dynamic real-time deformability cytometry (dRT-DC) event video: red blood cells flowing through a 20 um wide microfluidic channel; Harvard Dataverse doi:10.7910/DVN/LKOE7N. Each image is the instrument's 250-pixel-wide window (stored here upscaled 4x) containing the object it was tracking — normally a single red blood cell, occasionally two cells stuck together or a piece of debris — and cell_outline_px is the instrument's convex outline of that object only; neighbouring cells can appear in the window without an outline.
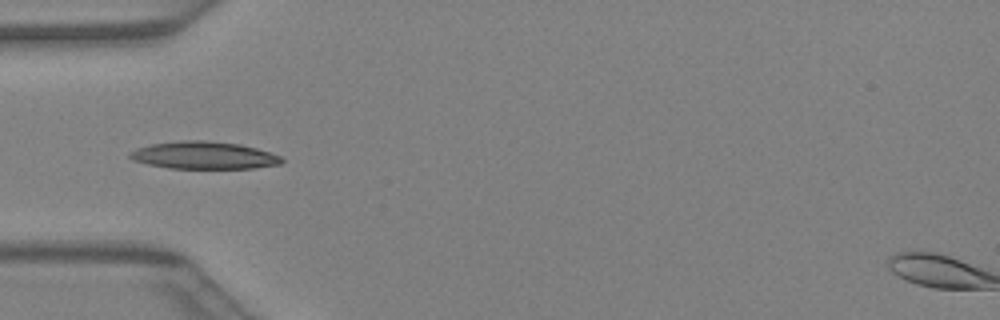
{"species": "Egyptian fruit bat (a non-hibernating species)", "species_latin": "Rousettus aegyptiacus", "temperature_condition": "warm", "stored_images_in_passage": 6, "camera_frame_rate_fps": 3000, "um_per_image_px": 0.085, "animal": {"sex": "female"}, "frame": {"image": 1, "passage_image": 3, "time_ms": 0.667, "image_size_px": [1000, 320], "cell_outline_px": [[284, 160], [280, 164], [252, 168], [168, 168], [148, 164], [132, 160], [128, 156], [128, 152], [136, 148], [152, 144], [184, 140], [204, 140], [240, 144], [256, 148], [280, 156]], "centroid_in_image_um": [17.29, 13.2], "position_along_channel_um": 67.7, "area_um2": 24.16}}